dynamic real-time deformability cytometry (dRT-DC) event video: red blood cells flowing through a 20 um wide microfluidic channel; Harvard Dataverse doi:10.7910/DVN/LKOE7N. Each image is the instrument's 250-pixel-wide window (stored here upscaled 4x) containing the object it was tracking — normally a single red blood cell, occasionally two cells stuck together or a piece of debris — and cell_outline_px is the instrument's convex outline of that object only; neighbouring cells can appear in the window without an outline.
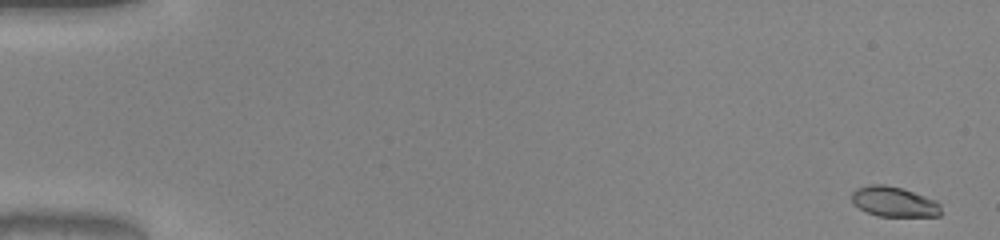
{"species": "common noctule bat (a hibernating species)", "species_latin": "Nyctalus noctula", "temperature_condition": "warm", "stored_images_in_passage": 16, "camera_frame_rate_fps": 3000, "um_per_image_px": 0.085, "animal": {"sex": "male", "body_mass_g": 20.0, "forearm_length_mm": 53.3}, "frame": {"image": 1, "passage_image": 1, "time_ms": 0.0, "image_size_px": [1000, 240], "cell_outline_px": [[940, 216], [876, 216], [860, 208], [852, 200], [852, 192], [856, 188], [868, 184], [884, 184], [900, 188], [936, 200], [940, 204]], "centroid_in_image_um": [75.98, 17.14], "position_along_channel_um": 9.0, "area_um2": 15.49}}